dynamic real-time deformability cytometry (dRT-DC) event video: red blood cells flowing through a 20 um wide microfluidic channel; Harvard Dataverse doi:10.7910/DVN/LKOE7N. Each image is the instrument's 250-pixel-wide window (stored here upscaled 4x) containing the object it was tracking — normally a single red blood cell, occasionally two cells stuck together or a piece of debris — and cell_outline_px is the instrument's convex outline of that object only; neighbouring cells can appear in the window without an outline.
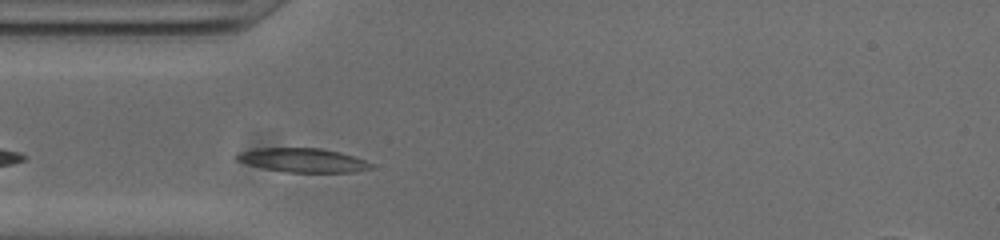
{"species": "common noctule bat (a hibernating species)", "species_latin": "Nyctalus noctula", "temperature_condition": "cold", "stored_images_in_passage": 36, "camera_frame_rate_fps": 3000, "um_per_image_px": 0.085, "animal": {"sex": "male", "body_mass_g": 20.0, "forearm_length_mm": 53.3}, "frame": {"image": 1, "passage_image": 3, "time_ms": 0.667, "image_size_px": [1000, 240], "cell_outline_px": [[376, 168], [352, 172], [288, 172], [264, 168], [236, 160], [232, 156], [240, 152], [264, 148], [320, 148], [340, 152], [364, 160], [372, 164]], "centroid_in_image_um": [25.77, 13.62], "position_along_channel_um": 59.2, "area_um2": 18.55}}
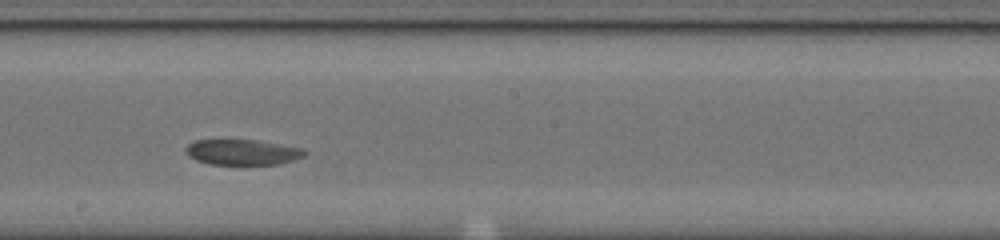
{"frame": {"image": 2, "passage_image": 17, "time_ms": 5.333, "image_size_px": [1000, 240], "cell_outline_px": [[308, 152], [304, 156], [280, 164], [244, 168], [208, 164], [196, 160], [188, 156], [184, 152], [184, 148], [192, 140], [256, 140], [300, 148]], "centroid_in_image_um": [20.55, 13.0], "position_along_channel_um": 227.7, "area_um2": 18.67}}
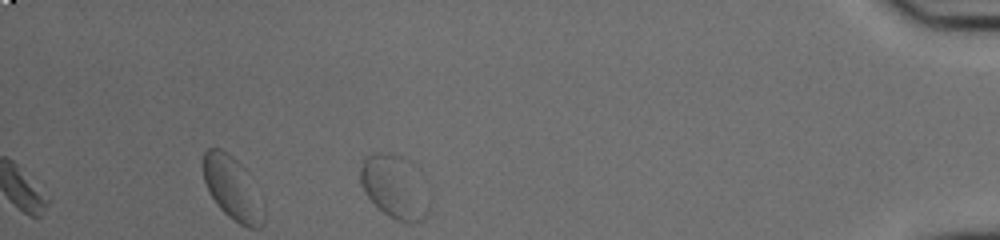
{"frame": {"image": 3, "passage_image": 36, "time_ms": 11.667, "image_size_px": [1000, 240], "cell_outline_px": [[432, 200], [428, 212], [424, 220], [412, 224], [396, 220], [388, 216], [364, 192], [360, 184], [360, 164], [368, 156], [376, 152], [388, 152], [400, 156], [416, 164], [420, 168], [432, 184]], "centroid_in_image_um": [33.71, 15.87], "position_along_channel_um": 401.5, "area_um2": 27.28}, "authors_computed_cell_mechanics": {"area_um2": 18.4093, "velocity_mm_per_s": 3.6367, "shape_relaxation_time_tau1_ms": 6.1845, "shape_relaxation_time_tau2_ms": 2.5047, "deformation_change_tau1": 0.1073, "deformation_change_tau2": 0.0435}}